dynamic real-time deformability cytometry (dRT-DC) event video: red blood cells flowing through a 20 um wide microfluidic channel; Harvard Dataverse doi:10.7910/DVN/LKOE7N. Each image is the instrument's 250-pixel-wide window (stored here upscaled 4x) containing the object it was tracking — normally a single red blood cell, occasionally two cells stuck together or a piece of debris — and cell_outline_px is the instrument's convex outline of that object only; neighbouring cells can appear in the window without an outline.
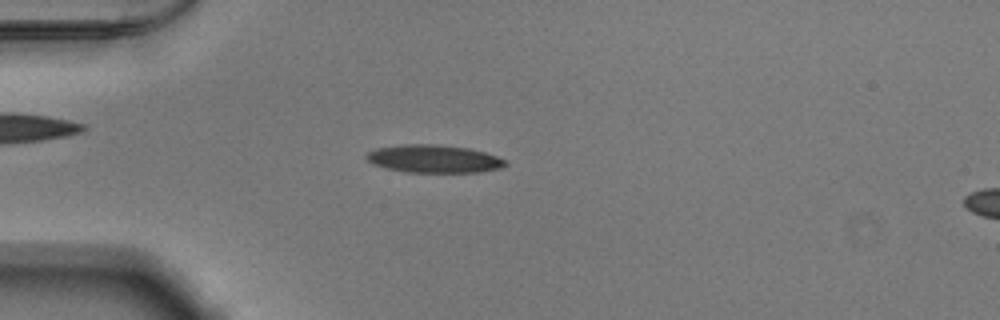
{"species": "Egyptian fruit bat (a non-hibernating species)", "species_latin": "Rousettus aegyptiacus", "temperature_condition": "warm", "stored_images_in_passage": 52, "camera_frame_rate_fps": 3000, "um_per_image_px": 0.085, "animal": {"sex": "male"}, "frame": {"image": 1, "passage_image": 14, "time_ms": 4.333, "image_size_px": [1000, 320], "cell_outline_px": [[508, 164], [500, 168], [480, 172], [404, 172], [384, 168], [372, 164], [364, 156], [368, 152], [376, 148], [400, 144], [432, 144], [468, 148], [484, 152], [508, 160]], "centroid_in_image_um": [36.85, 13.5], "position_along_channel_um": 48.1, "area_um2": 22.72}}
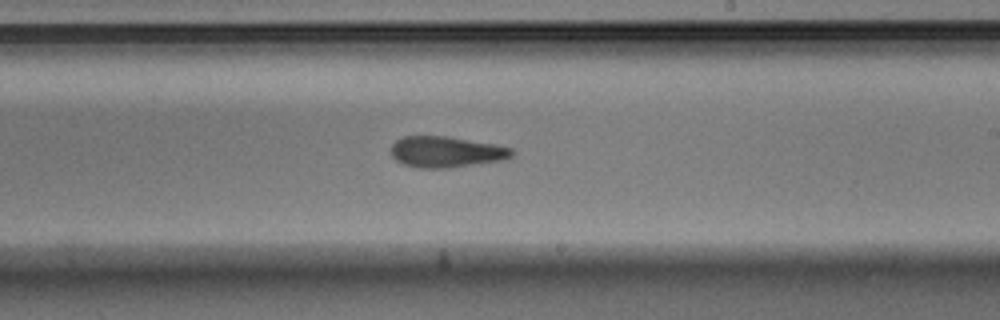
{"frame": {"image": 2, "passage_image": 31, "time_ms": 10.0, "image_size_px": [1000, 320], "cell_outline_px": [[512, 156], [504, 160], [448, 168], [420, 168], [404, 164], [396, 160], [392, 156], [392, 144], [396, 140], [404, 136], [444, 136], [496, 144], [512, 148]], "centroid_in_image_um": [37.93, 12.91], "position_along_channel_um": 251.1, "area_um2": 21.73}}
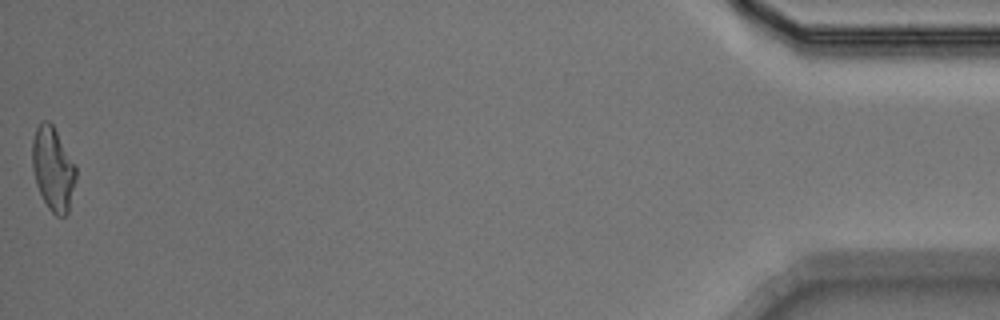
{"frame": {"image": 3, "passage_image": 52, "time_ms": 17.0, "image_size_px": [1000, 320], "cell_outline_px": [[76, 180], [68, 212], [64, 216], [56, 216], [48, 208], [36, 184], [32, 168], [32, 140], [36, 128], [44, 120], [48, 120], [52, 124], [76, 164]], "centroid_in_image_um": [4.51, 14.35], "position_along_channel_um": 430.7, "area_um2": 21.33}, "authors_computed_cell_mechanics": {"area_um2": 21.7617, "velocity_mm_per_s": 3.8834, "shape_relaxation_time_tau1_ms": null, "shape_relaxation_time_tau2_ms": 5.8209, "deformation_change_tau1": null, "deformation_change_tau2": 0.162}}